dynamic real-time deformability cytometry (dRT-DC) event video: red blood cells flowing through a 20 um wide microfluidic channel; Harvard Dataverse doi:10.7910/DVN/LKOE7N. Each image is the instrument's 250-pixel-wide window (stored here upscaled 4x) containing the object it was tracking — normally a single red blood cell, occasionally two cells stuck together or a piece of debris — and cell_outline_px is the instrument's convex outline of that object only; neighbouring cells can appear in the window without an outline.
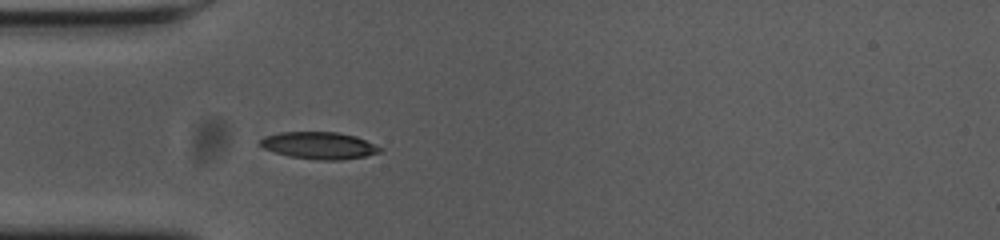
{"species": "common noctule bat (a hibernating species)", "species_latin": "Nyctalus noctula", "temperature_condition": "cold", "stored_images_in_passage": 40, "camera_frame_rate_fps": 3000, "um_per_image_px": 0.085, "animal": {"sex": "female", "body_mass_g": 23.0, "forearm_length_mm": 53.4}, "frame": {"image": 1, "passage_image": 1, "time_ms": 0.0, "image_size_px": [1000, 240], "cell_outline_px": [[384, 148], [380, 152], [364, 156], [340, 160], [320, 160], [288, 156], [264, 148], [260, 144], [260, 140], [264, 136], [280, 132], [336, 132], [356, 136]], "centroid_in_image_um": [27.14, 12.36], "position_along_channel_um": 57.9, "area_um2": 18.79}}
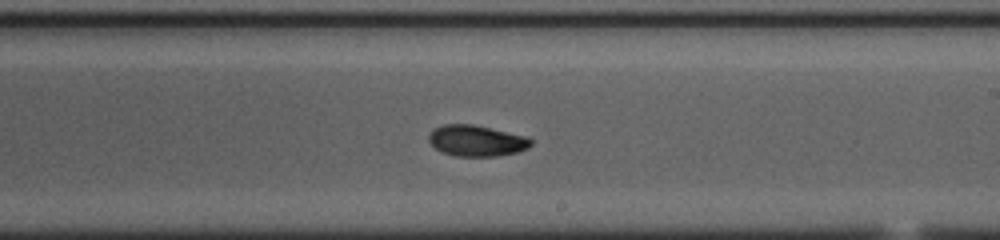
{"frame": {"image": 2, "passage_image": 17, "time_ms": 5.333, "image_size_px": [1000, 240], "cell_outline_px": [[532, 144], [528, 148], [516, 152], [496, 156], [456, 156], [440, 152], [428, 140], [428, 136], [436, 128], [444, 124], [472, 124], [524, 136], [532, 140]], "centroid_in_image_um": [40.48, 11.97], "position_along_channel_um": 248.5, "area_um2": 18.21}}
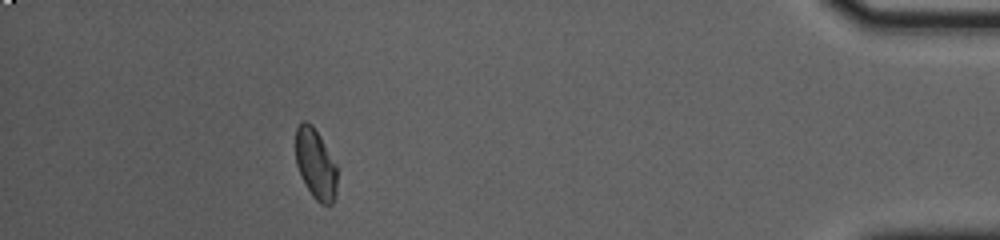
{"frame": {"image": 3, "passage_image": 35, "time_ms": 11.333, "image_size_px": [1000, 240], "cell_outline_px": [[336, 192], [332, 204], [320, 204], [312, 196], [300, 176], [296, 164], [296, 128], [300, 120], [304, 120], [312, 124], [320, 136], [336, 164]], "centroid_in_image_um": [26.8, 13.92], "position_along_channel_um": 408.4, "area_um2": 17.05}, "authors_computed_cell_mechanics": {"area_um2": 18.1781, "velocity_mm_per_s": 3.6302, "shape_relaxation_time_tau1_ms": 2.8058, "shape_relaxation_time_tau2_ms": 7.6015, "deformation_change_tau1": 0.129, "deformation_change_tau2": 0.1078}}